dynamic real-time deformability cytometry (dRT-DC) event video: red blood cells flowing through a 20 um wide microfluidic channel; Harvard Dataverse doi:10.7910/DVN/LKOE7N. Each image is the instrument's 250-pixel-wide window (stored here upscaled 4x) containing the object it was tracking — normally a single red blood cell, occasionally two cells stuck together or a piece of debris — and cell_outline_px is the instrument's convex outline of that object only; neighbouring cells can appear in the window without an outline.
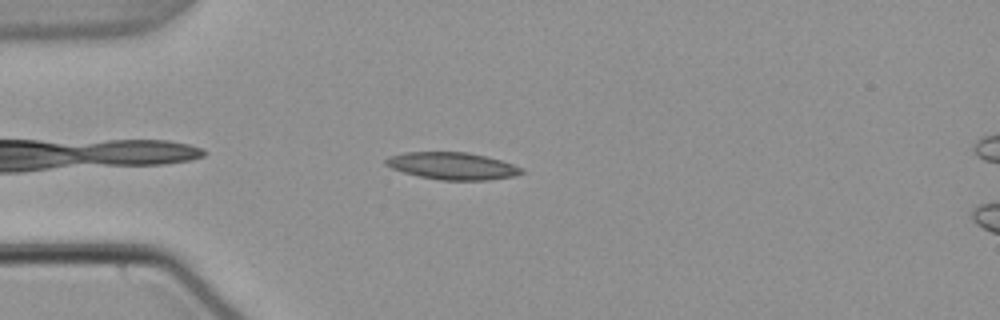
{"species": "common noctule bat (a hibernating species)", "species_latin": "Nyctalus noctula", "temperature_condition": "warm", "stored_images_in_passage": 37, "camera_frame_rate_fps": 3000, "um_per_image_px": 0.085, "animal": {"sex": "male", "body_mass_g": 21.5, "forearm_length_mm": 52.0}, "frame": {"image": 1, "passage_image": 3, "time_ms": 0.667, "image_size_px": [1000, 320], "cell_outline_px": [[524, 172], [516, 176], [488, 180], [440, 180], [420, 176], [404, 172], [392, 168], [384, 164], [384, 160], [388, 156], [404, 152], [468, 152], [500, 160], [524, 168]], "centroid_in_image_um": [38.45, 14.1], "position_along_channel_um": 46.5, "area_um2": 21.5}}
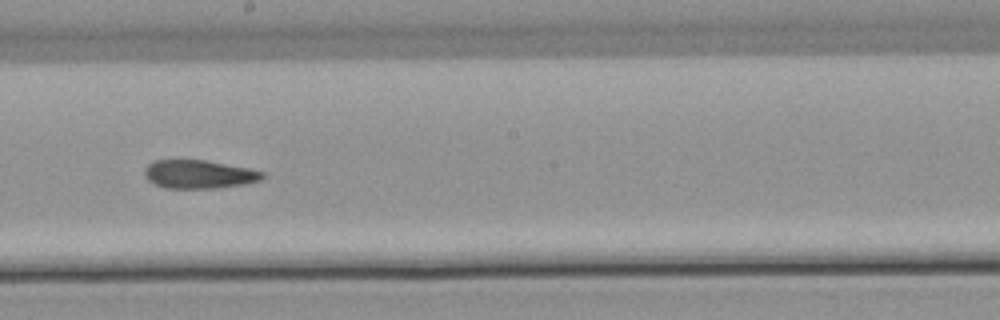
{"frame": {"image": 2, "passage_image": 19, "time_ms": 6.0, "image_size_px": [1000, 320], "cell_outline_px": [[264, 176], [260, 180], [244, 184], [216, 188], [164, 188], [148, 180], [144, 176], [144, 168], [152, 160], [204, 160], [248, 168], [264, 172]], "centroid_in_image_um": [16.87, 14.81], "position_along_channel_um": 231.3, "area_um2": 19.48}}
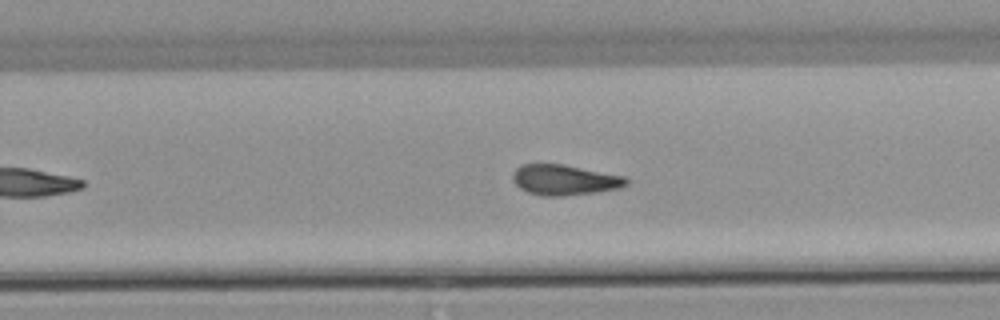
{"frame": {"image": 3, "passage_image": 23, "time_ms": 7.333, "image_size_px": [1000, 320], "cell_outline_px": [[628, 184], [620, 188], [596, 192], [564, 196], [544, 196], [528, 192], [520, 188], [512, 180], [512, 176], [516, 168], [520, 164], [560, 164], [628, 176]], "centroid_in_image_um": [48.01, 15.29], "position_along_channel_um": 281.8, "area_um2": 20.23}, "authors_computed_cell_mechanics": {"area_um2": 20.0566, "velocity_mm_per_s": 3.8114, "shape_relaxation_time_tau1_ms": null, "shape_relaxation_time_tau2_ms": 4.7856, "deformation_change_tau1": null, "deformation_change_tau2": 0.1397}}